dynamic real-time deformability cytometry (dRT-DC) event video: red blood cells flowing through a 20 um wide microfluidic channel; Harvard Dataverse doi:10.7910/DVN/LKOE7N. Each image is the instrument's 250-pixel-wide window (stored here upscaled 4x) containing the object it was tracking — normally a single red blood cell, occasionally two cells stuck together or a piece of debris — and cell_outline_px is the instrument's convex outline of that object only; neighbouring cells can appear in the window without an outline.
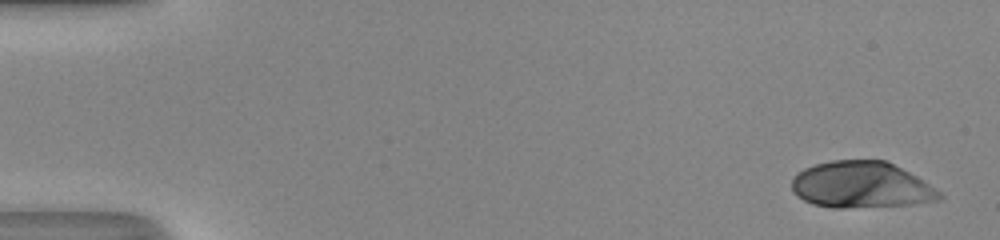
{"species": "human", "species_latin": "Homo sapiens", "temperature_condition": "room temperature", "stored_images_in_passage": 49, "camera_frame_rate_fps": 3000, "um_per_image_px": 0.085, "donor": {"sex": "male"}, "frame": {"image": 1, "passage_image": 1, "time_ms": 0.0, "image_size_px": [1000, 240], "cell_outline_px": [[944, 196], [940, 200], [912, 204], [844, 208], [832, 208], [812, 204], [796, 196], [792, 192], [792, 176], [796, 172], [804, 168], [816, 164], [832, 160], [884, 160], [916, 176], [940, 192]], "centroid_in_image_um": [73.15, 15.72], "position_along_channel_um": 11.9, "area_um2": 39.88}}
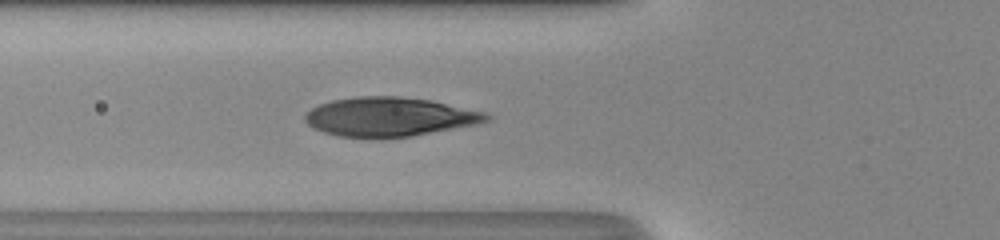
{"frame": {"image": 2, "passage_image": 18, "time_ms": 5.667, "image_size_px": [1000, 240], "cell_outline_px": [[492, 120], [412, 136], [380, 140], [340, 136], [324, 132], [312, 128], [304, 120], [304, 116], [312, 108], [320, 104], [332, 100], [356, 96], [396, 96], [432, 100], [484, 112], [492, 116]], "centroid_in_image_um": [33.07, 9.95], "position_along_channel_um": 92.7, "area_um2": 41.62}}
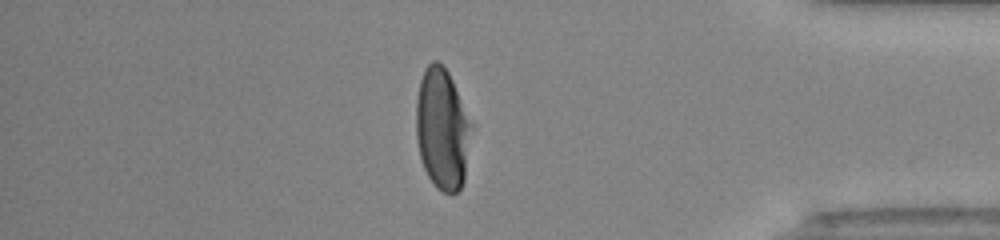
{"frame": {"image": 3, "passage_image": 42, "time_ms": 13.667, "image_size_px": [1000, 240], "cell_outline_px": [[476, 124], [464, 180], [460, 188], [452, 196], [436, 188], [428, 176], [424, 168], [420, 156], [416, 136], [416, 100], [420, 80], [424, 68], [432, 60], [436, 60], [448, 72]], "centroid_in_image_um": [37.66, 10.97], "position_along_channel_um": 397.5, "area_um2": 40.46}, "authors_computed_cell_mechanics": {"area_um2": 41.038, "velocity_mm_per_s": 4.1736, "shape_relaxation_time_tau1_ms": 3.6216, "shape_relaxation_time_tau2_ms": null, "deformation_change_tau1": 0.2558, "deformation_change_tau2": null}}